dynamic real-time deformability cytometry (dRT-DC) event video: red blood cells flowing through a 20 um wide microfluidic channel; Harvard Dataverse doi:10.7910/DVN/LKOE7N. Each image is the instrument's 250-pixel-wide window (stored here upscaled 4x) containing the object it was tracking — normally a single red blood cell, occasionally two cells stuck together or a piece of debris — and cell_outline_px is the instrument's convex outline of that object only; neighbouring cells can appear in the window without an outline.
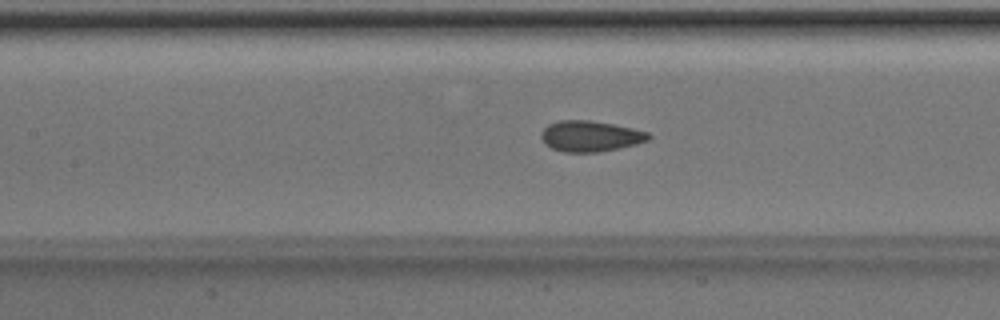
{"species": "Egyptian fruit bat (a non-hibernating species)", "species_latin": "Rousettus aegyptiacus", "temperature_condition": "room temperature", "stored_images_in_passage": 51, "camera_frame_rate_fps": 3000, "um_per_image_px": 0.085, "animal": {"sex": "male"}, "frame": {"image": 1, "passage_image": 23, "time_ms": 7.333, "image_size_px": [1000, 320], "cell_outline_px": [[652, 136], [648, 140], [636, 144], [620, 148], [596, 152], [564, 152], [552, 148], [544, 144], [540, 136], [540, 132], [548, 124], [560, 120], [592, 120], [632, 128], [648, 132]], "centroid_in_image_um": [50.15, 11.57], "position_along_channel_um": 157.2, "area_um2": 19.36}}
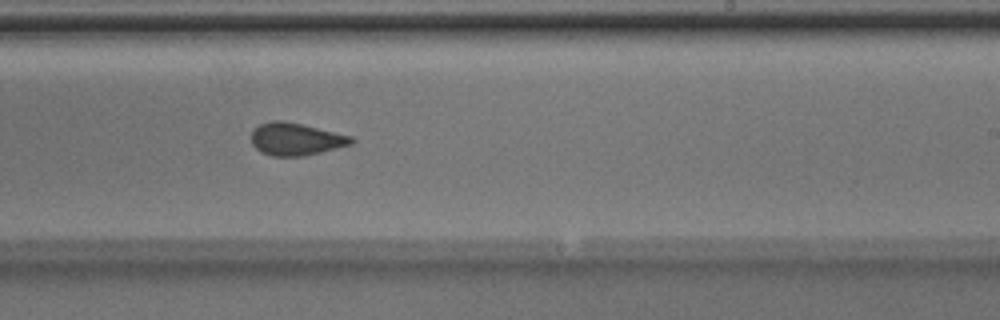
{"frame": {"image": 2, "passage_image": 31, "time_ms": 10.0, "image_size_px": [1000, 320], "cell_outline_px": [[356, 140], [352, 144], [304, 156], [272, 156], [260, 152], [252, 144], [252, 132], [260, 124], [272, 120], [284, 120], [352, 136]], "centroid_in_image_um": [25.15, 11.82], "position_along_channel_um": 263.9, "area_um2": 18.84}}
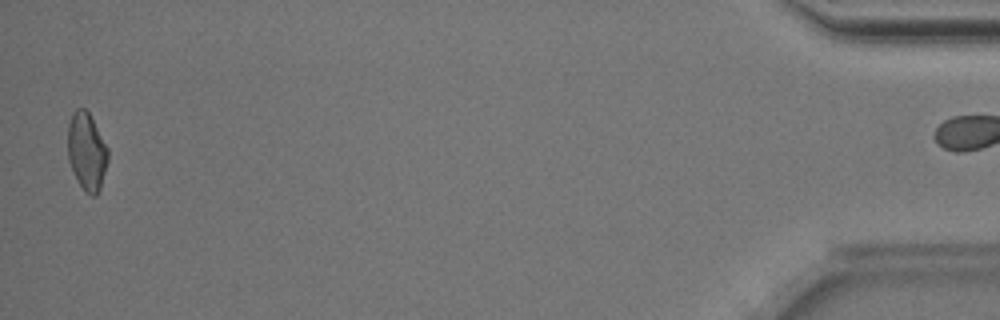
{"frame": {"image": 3, "passage_image": 50, "time_ms": 16.333, "image_size_px": [1000, 320], "cell_outline_px": [[108, 160], [100, 188], [96, 196], [92, 196], [76, 180], [68, 160], [68, 124], [72, 112], [76, 108], [84, 108], [88, 112], [108, 148]], "centroid_in_image_um": [7.36, 12.86], "position_along_channel_um": 427.8, "area_um2": 18.03}, "authors_computed_cell_mechanics": {"area_um2": 19.4208, "velocity_mm_per_s": 4.0234, "shape_relaxation_time_tau1_ms": 6.4203, "shape_relaxation_time_tau2_ms": 1.1528, "deformation_change_tau1": 0.0971, "deformation_change_tau2": 0.0775}}